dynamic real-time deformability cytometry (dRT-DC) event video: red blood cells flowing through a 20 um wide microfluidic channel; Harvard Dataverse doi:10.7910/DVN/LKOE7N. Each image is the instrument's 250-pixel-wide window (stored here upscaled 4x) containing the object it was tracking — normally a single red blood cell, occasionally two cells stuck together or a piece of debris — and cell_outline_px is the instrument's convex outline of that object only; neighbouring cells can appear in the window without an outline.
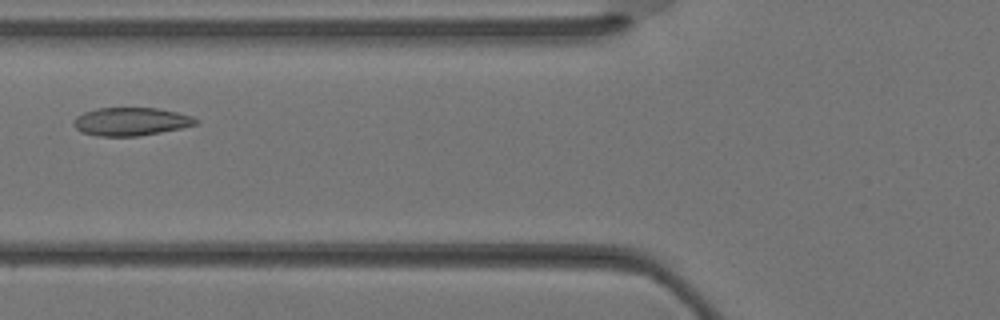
{"species": "Egyptian fruit bat (a non-hibernating species)", "species_latin": "Rousettus aegyptiacus", "temperature_condition": "warm", "stored_images_in_passage": 25, "camera_frame_rate_fps": 3000, "um_per_image_px": 0.085, "animal": {"sex": "female"}, "frame": {"image": 1, "passage_image": 3, "time_ms": 0.667, "image_size_px": [1000, 320], "cell_outline_px": [[200, 120], [196, 124], [180, 128], [160, 132], [136, 136], [96, 136], [80, 132], [72, 124], [76, 116], [84, 112], [96, 108], [160, 108], [192, 116]], "centroid_in_image_um": [11.1, 10.33], "position_along_channel_um": 114.7, "area_um2": 20.06}}
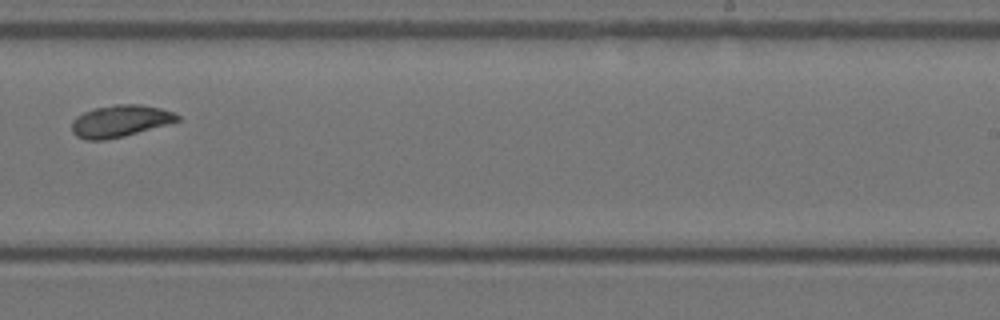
{"frame": {"image": 2, "passage_image": 12, "time_ms": 3.667, "image_size_px": [1000, 320], "cell_outline_px": [[180, 120], [124, 136], [104, 140], [84, 140], [76, 136], [72, 132], [72, 120], [76, 116], [84, 112], [96, 108], [116, 104], [140, 104], [160, 108], [172, 112], [180, 116]], "centroid_in_image_um": [10.17, 10.29], "position_along_channel_um": 278.8, "area_um2": 19.48}}
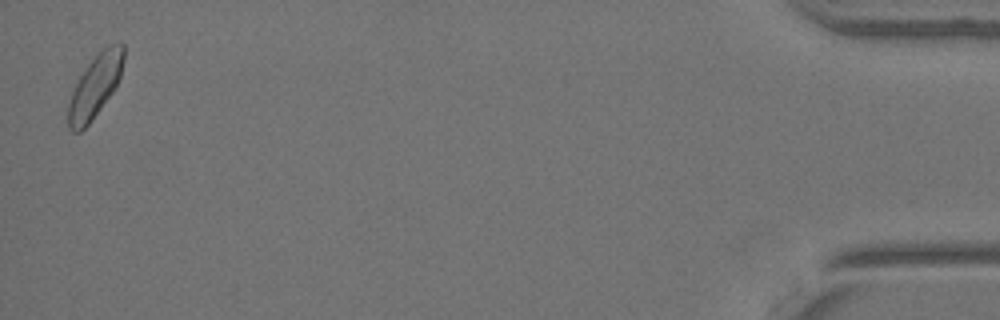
{"frame": {"image": 3, "passage_image": 25, "time_ms": 8.0, "image_size_px": [1000, 320], "cell_outline_px": [[124, 60], [120, 76], [112, 92], [88, 124], [80, 132], [72, 132], [68, 128], [68, 104], [72, 88], [96, 52], [100, 48], [108, 44], [120, 40], [124, 44]], "centroid_in_image_um": [8.08, 7.25], "position_along_channel_um": 427.1, "area_um2": 20.46}}